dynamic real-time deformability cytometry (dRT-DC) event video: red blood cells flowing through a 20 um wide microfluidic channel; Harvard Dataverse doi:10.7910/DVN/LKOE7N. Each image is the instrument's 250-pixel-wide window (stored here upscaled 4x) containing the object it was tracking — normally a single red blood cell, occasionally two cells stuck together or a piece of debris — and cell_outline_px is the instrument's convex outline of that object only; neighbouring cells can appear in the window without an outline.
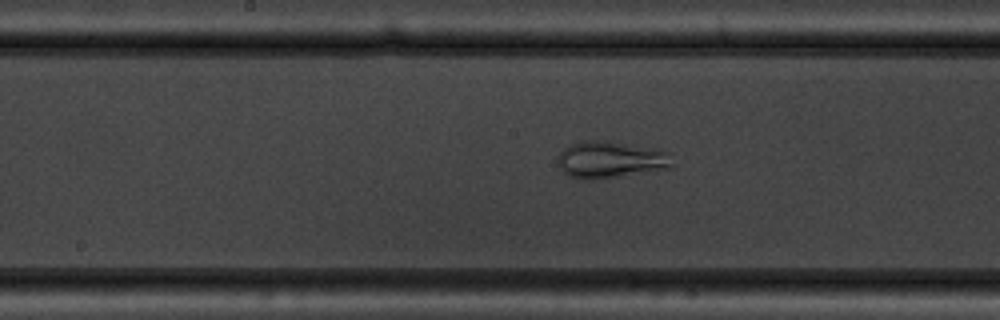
{"species": "common noctule bat (a hibernating species)", "species_latin": "Nyctalus noctula", "temperature_condition": "warm", "stored_images_in_passage": 40, "camera_frame_rate_fps": 3000, "um_per_image_px": 0.085, "animal": {"sex": "male", "body_mass_g": 19.5, "forearm_length_mm": 54.6}, "frame": {"image": 1, "passage_image": 15, "time_ms": 4.667, "image_size_px": [1000, 320], "cell_outline_px": [[672, 168], [592, 180], [584, 180], [572, 176], [564, 172], [560, 168], [560, 152], [564, 148], [580, 140], [608, 140], [664, 152], [672, 164]], "centroid_in_image_um": [51.82, 13.58], "position_along_channel_um": 196.4, "area_um2": 23.87}}
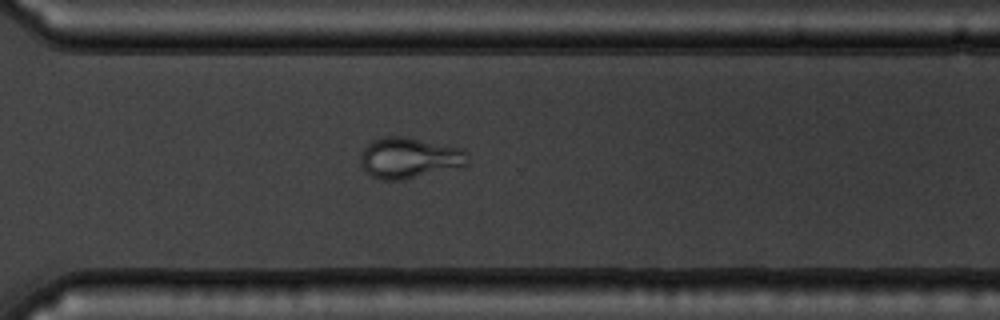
{"frame": {"image": 2, "passage_image": 26, "time_ms": 8.333, "image_size_px": [1000, 320], "cell_outline_px": [[468, 164], [404, 180], [380, 180], [372, 176], [360, 164], [360, 156], [364, 148], [372, 140], [384, 136], [400, 136], [460, 148], [468, 152]], "centroid_in_image_um": [34.75, 13.43], "position_along_channel_um": 335.8, "area_um2": 25.14}}
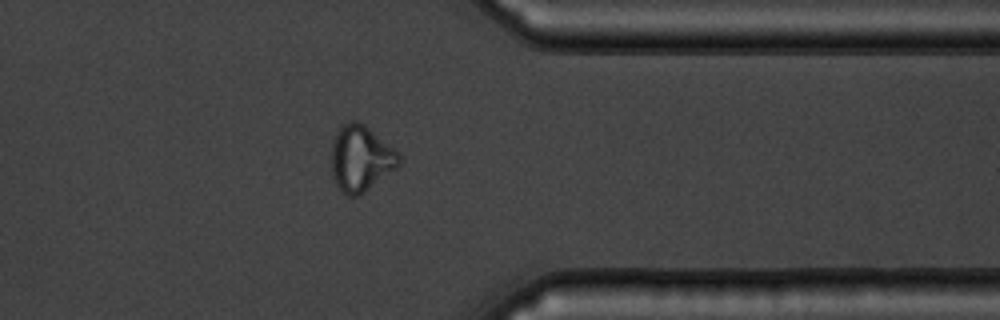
{"frame": {"image": 3, "passage_image": 30, "time_ms": 9.667, "image_size_px": [1000, 320], "cell_outline_px": [[400, 164], [396, 168], [364, 192], [356, 196], [348, 196], [336, 184], [332, 176], [332, 140], [336, 132], [348, 120], [356, 120], [364, 124], [400, 152]], "centroid_in_image_um": [30.67, 13.44], "position_along_channel_um": 380.7, "area_um2": 25.89}, "authors_computed_cell_mechanics": {"area_um2": 25.8944, "velocity_mm_per_s": 3.8234, "shape_relaxation_time_tau1_ms": null, "shape_relaxation_time_tau2_ms": 1.2814, "deformation_change_tau1": null, "deformation_change_tau2": 0.0657}}